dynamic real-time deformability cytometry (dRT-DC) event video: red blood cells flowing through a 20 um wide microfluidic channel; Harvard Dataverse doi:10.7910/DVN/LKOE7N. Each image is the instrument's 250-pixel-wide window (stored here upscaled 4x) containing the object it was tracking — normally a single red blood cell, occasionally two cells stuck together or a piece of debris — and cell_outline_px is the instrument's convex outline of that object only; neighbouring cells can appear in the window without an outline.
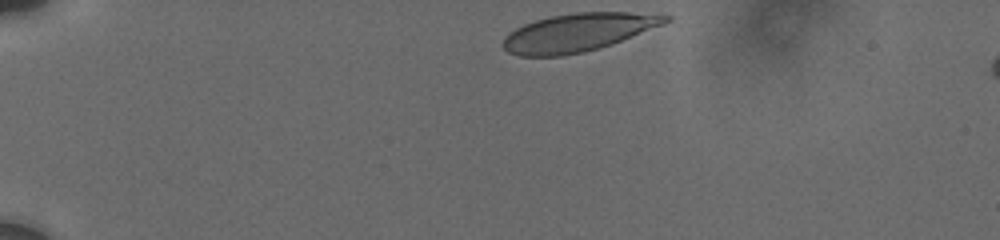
{"species": "human", "species_latin": "Homo sapiens", "temperature_condition": "cold", "stored_images_in_passage": 9, "camera_frame_rate_fps": 3000, "um_per_image_px": 0.085, "donor": {"sex": "male"}, "frame": {"image": 1, "passage_image": 1, "time_ms": 0.0, "image_size_px": [1000, 240], "cell_outline_px": [[672, 20], [664, 24], [612, 44], [600, 48], [584, 52], [560, 56], [520, 56], [508, 52], [500, 44], [504, 36], [508, 32], [524, 24], [536, 20], [552, 16], [576, 12], [664, 12], [672, 16]], "centroid_in_image_um": [49.2, 2.74], "position_along_channel_um": 35.8, "area_um2": 36.59}}